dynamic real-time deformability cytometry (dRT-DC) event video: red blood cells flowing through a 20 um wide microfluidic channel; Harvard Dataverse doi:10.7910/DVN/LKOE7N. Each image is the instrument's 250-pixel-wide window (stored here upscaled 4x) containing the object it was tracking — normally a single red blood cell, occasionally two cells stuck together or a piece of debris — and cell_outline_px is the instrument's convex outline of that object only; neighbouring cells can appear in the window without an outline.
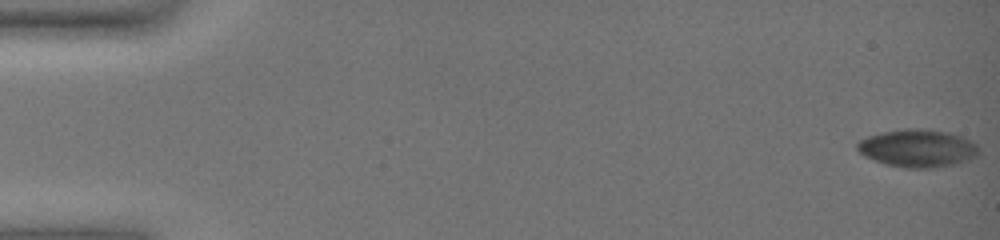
{"species": "common noctule bat (a hibernating species)", "species_latin": "Nyctalus noctula", "temperature_condition": "warm", "stored_images_in_passage": 63, "camera_frame_rate_fps": 3000, "um_per_image_px": 0.085, "animal": {"sex": "female", "body_mass_g": 19.0, "forearm_length_mm": 51.5}, "frame": {"image": 1, "passage_image": 1, "time_ms": 0.0, "image_size_px": [1000, 240], "cell_outline_px": [[980, 152], [976, 156], [968, 160], [952, 164], [932, 168], [904, 168], [888, 164], [864, 156], [856, 148], [856, 144], [860, 140], [868, 136], [884, 132], [904, 128], [916, 128], [948, 132], [960, 136], [976, 144]], "centroid_in_image_um": [77.99, 12.6], "position_along_channel_um": 7.0, "area_um2": 26.41}}
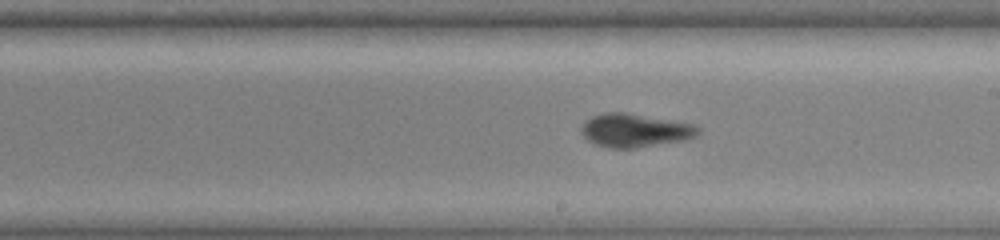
{"frame": {"image": 2, "passage_image": 39, "time_ms": 12.667, "image_size_px": [1000, 240], "cell_outline_px": [[700, 132], [696, 136], [688, 140], [636, 148], [608, 148], [596, 144], [588, 140], [580, 132], [580, 128], [584, 120], [592, 116], [604, 112], [628, 112], [696, 124], [700, 128]], "centroid_in_image_um": [53.99, 11.07], "position_along_channel_um": 235.0, "area_um2": 23.29}}
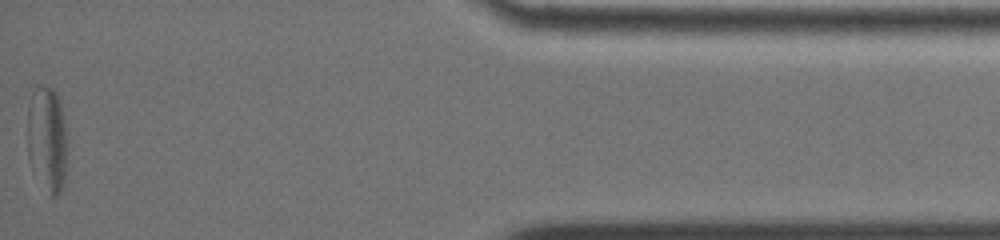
{"frame": {"image": 3, "passage_image": 63, "time_ms": 20.667, "image_size_px": [1000, 240], "cell_outline_px": [[68, 148], [64, 180], [60, 192], [56, 196], [48, 196], [28, 160], [28, 108], [32, 92], [40, 84], [44, 84], [52, 88], [56, 92], [60, 100], [64, 116]], "centroid_in_image_um": [4.03, 11.81], "position_along_channel_um": 431.2, "area_um2": 25.09}, "authors_computed_cell_mechanics": {"area_um2": 24.3338, "velocity_mm_per_s": 3.1455, "shape_relaxation_time_tau1_ms": null, "shape_relaxation_time_tau2_ms": 2.0578, "deformation_change_tau1": null, "deformation_change_tau2": 0.0789}}